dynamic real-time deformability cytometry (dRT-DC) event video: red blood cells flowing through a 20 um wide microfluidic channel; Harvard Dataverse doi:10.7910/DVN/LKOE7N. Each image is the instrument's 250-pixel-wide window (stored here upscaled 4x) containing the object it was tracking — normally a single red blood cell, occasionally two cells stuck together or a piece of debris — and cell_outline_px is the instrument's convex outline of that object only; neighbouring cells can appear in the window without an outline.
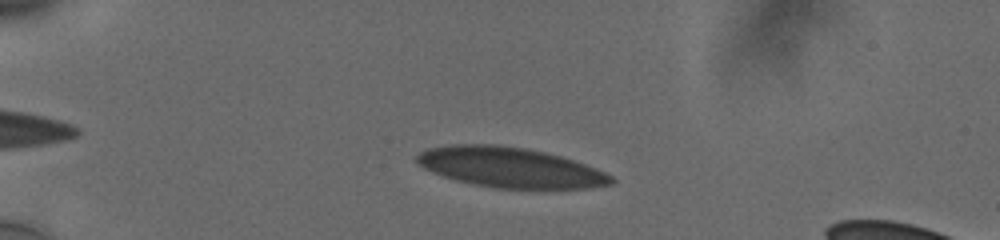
{"species": "human", "species_latin": "Homo sapiens", "temperature_condition": "cold", "stored_images_in_passage": 5, "camera_frame_rate_fps": 3000, "um_per_image_px": 0.085, "donor": {"sex": "male"}, "frame": {"image": 1, "passage_image": 1, "time_ms": 0.0, "image_size_px": [1000, 240], "cell_outline_px": [[616, 180], [612, 184], [588, 188], [496, 188], [456, 180], [432, 172], [416, 164], [416, 156], [424, 148], [448, 144], [500, 144], [524, 148], [544, 152], [560, 156], [596, 168], [612, 176]], "centroid_in_image_um": [43.31, 14.21], "position_along_channel_um": 41.7, "area_um2": 45.43}}
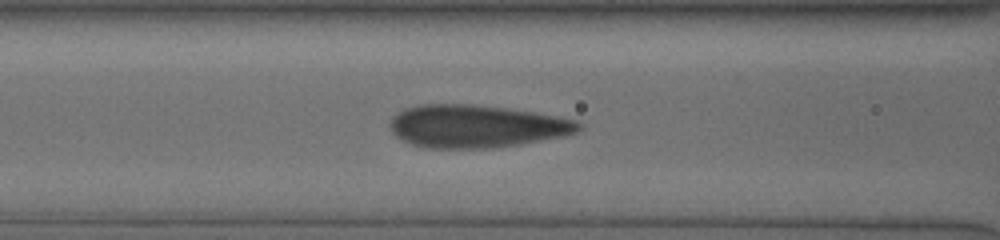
{"frame": {"image": 2, "passage_image": 5, "time_ms": 3.667, "image_size_px": [1000, 240], "cell_outline_px": [[580, 128], [576, 132], [564, 136], [520, 144], [492, 148], [424, 148], [412, 144], [396, 136], [392, 132], [388, 124], [392, 116], [404, 108], [420, 104], [472, 104], [504, 108], [532, 112], [556, 116], [576, 120], [580, 124]], "centroid_in_image_um": [40.43, 10.73], "position_along_channel_um": 126.2, "area_um2": 46.93}}